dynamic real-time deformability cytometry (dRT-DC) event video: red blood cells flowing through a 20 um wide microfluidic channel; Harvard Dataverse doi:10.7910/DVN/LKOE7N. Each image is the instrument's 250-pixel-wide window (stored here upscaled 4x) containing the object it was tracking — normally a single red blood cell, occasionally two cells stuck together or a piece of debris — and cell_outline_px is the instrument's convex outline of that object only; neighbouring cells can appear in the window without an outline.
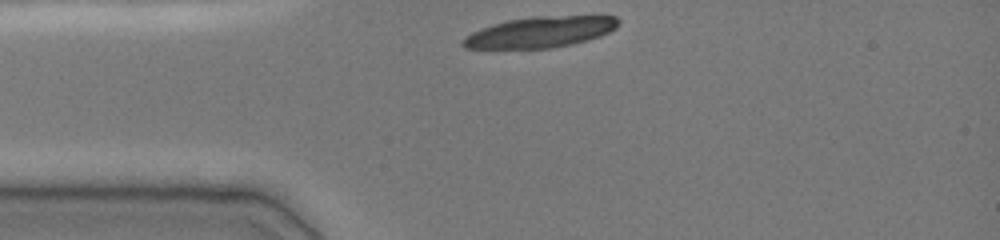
{"species": "common noctule bat (a hibernating species)", "species_latin": "Nyctalus noctula", "temperature_condition": "cold", "stored_images_in_passage": 10, "camera_frame_rate_fps": 3000, "um_per_image_px": 0.085, "animal": {"sex": "female", "body_mass_g": 19.0, "forearm_length_mm": 51.5}, "frame": {"image": 1, "passage_image": 1, "time_ms": 0.0, "image_size_px": [1000, 240], "cell_outline_px": [[620, 24], [616, 28], [600, 36], [588, 40], [572, 44], [548, 48], [464, 48], [460, 44], [460, 40], [472, 32], [480, 28], [492, 24], [508, 20], [532, 16], [616, 16], [620, 20]], "centroid_in_image_um": [45.91, 2.72], "position_along_channel_um": 39.1, "area_um2": 28.03}}